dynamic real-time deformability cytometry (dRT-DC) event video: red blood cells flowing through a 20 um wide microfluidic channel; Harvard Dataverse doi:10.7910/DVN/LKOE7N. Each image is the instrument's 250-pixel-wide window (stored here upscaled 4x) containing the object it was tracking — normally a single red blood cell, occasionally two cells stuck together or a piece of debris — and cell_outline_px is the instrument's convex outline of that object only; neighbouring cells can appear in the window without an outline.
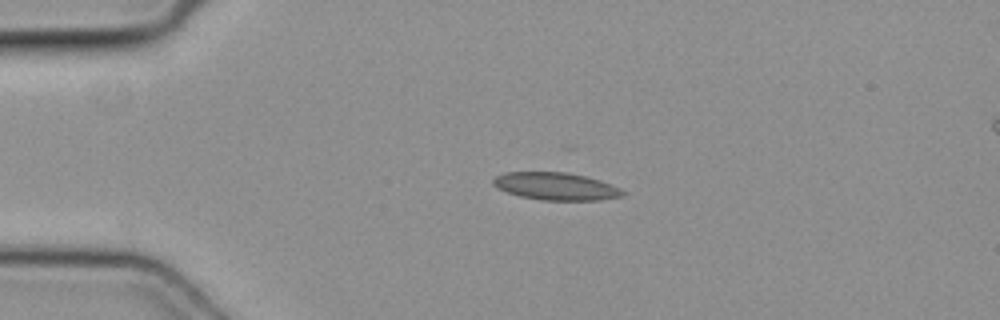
{"species": "common noctule bat (a hibernating species)", "species_latin": "Nyctalus noctula", "temperature_condition": "cold", "stored_images_in_passage": 28, "camera_frame_rate_fps": 3000, "um_per_image_px": 0.085, "animal": {"sex": "female", "body_mass_g": 19.3, "forearm_length_mm": 54.1}, "frame": {"image": 1, "passage_image": 1, "time_ms": 0.0, "image_size_px": [1000, 320], "cell_outline_px": [[628, 192], [624, 196], [600, 200], [540, 200], [520, 196], [496, 188], [492, 184], [492, 180], [496, 176], [504, 172], [568, 172], [600, 180], [620, 188]], "centroid_in_image_um": [47.26, 15.84], "position_along_channel_um": 37.7, "area_um2": 20.92}}
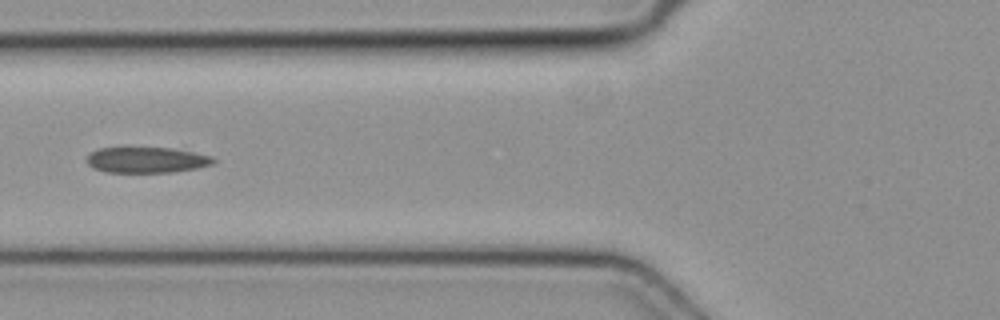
{"frame": {"image": 2, "passage_image": 9, "time_ms": 2.667, "image_size_px": [1000, 320], "cell_outline_px": [[216, 160], [212, 164], [196, 168], [172, 172], [104, 172], [88, 164], [84, 160], [92, 152], [100, 148], [168, 148], [192, 152], [212, 156]], "centroid_in_image_um": [12.45, 13.6], "position_along_channel_um": 113.3, "area_um2": 18.73}}
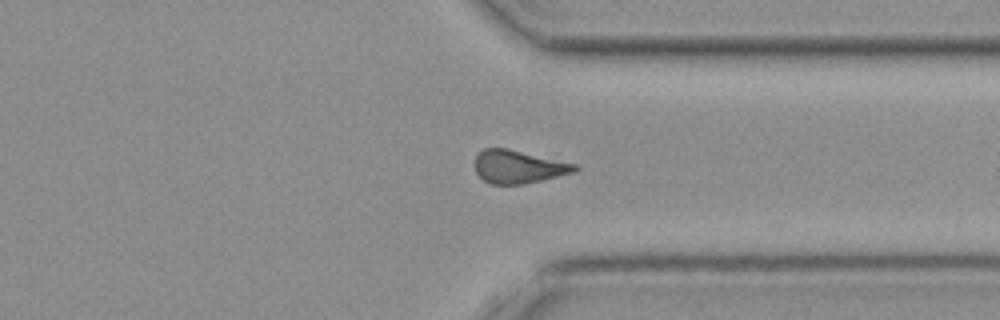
{"frame": {"image": 3, "passage_image": 27, "time_ms": 8.667, "image_size_px": [1000, 320], "cell_outline_px": [[580, 168], [576, 172], [540, 180], [520, 184], [488, 184], [476, 172], [476, 156], [484, 148], [508, 148], [576, 164]], "centroid_in_image_um": [44.08, 14.17], "position_along_channel_um": 367.3, "area_um2": 19.07}}